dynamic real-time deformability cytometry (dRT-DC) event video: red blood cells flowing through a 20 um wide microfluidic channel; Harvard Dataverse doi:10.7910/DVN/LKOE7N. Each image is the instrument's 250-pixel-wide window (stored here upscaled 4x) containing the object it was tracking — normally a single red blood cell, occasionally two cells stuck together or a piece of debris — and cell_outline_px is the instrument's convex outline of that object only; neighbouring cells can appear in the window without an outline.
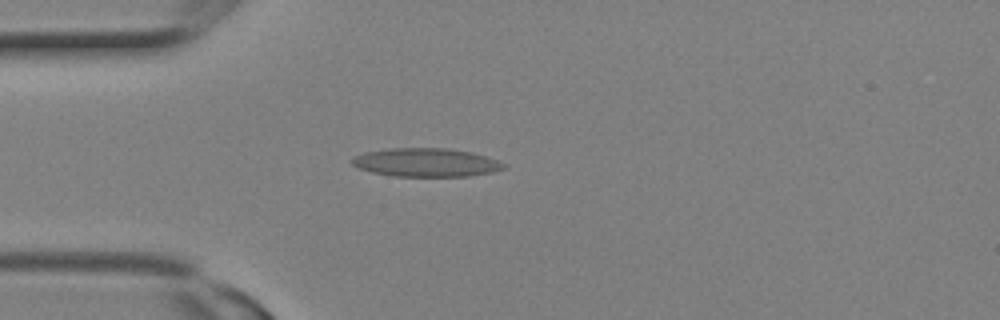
{"species": "Egyptian fruit bat (a non-hibernating species)", "species_latin": "Rousettus aegyptiacus", "temperature_condition": "room temperature", "stored_images_in_passage": 7, "camera_frame_rate_fps": 3000, "um_per_image_px": 0.085, "animal": {"sex": "female"}, "frame": {"image": 1, "passage_image": 3, "time_ms": 0.667, "image_size_px": [1000, 320], "cell_outline_px": [[508, 168], [492, 172], [468, 176], [392, 176], [372, 172], [360, 168], [352, 164], [348, 160], [352, 156], [364, 152], [388, 148], [448, 148], [472, 152], [496, 160], [504, 164]], "centroid_in_image_um": [36.17, 13.8], "position_along_channel_um": 48.8, "area_um2": 25.32}}
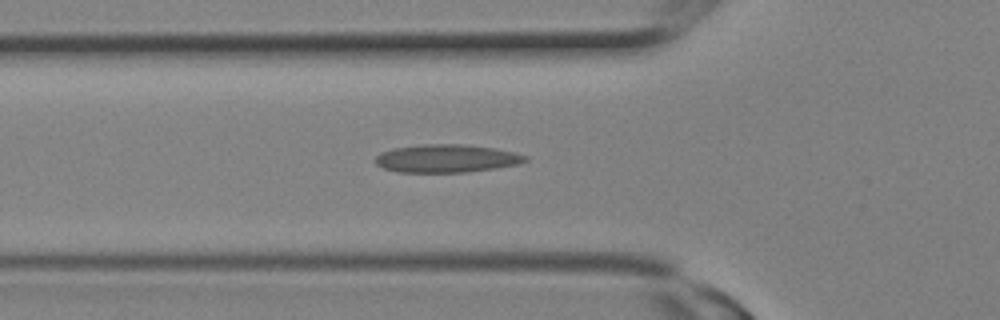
{"frame": {"image": 2, "passage_image": 5, "time_ms": 1.333, "image_size_px": [1000, 320], "cell_outline_px": [[528, 160], [520, 164], [496, 168], [464, 172], [396, 172], [384, 168], [376, 164], [376, 156], [380, 152], [392, 148], [424, 144], [464, 144], [496, 148], [528, 156]], "centroid_in_image_um": [37.96, 13.46], "position_along_channel_um": 87.8, "area_um2": 24.57}}
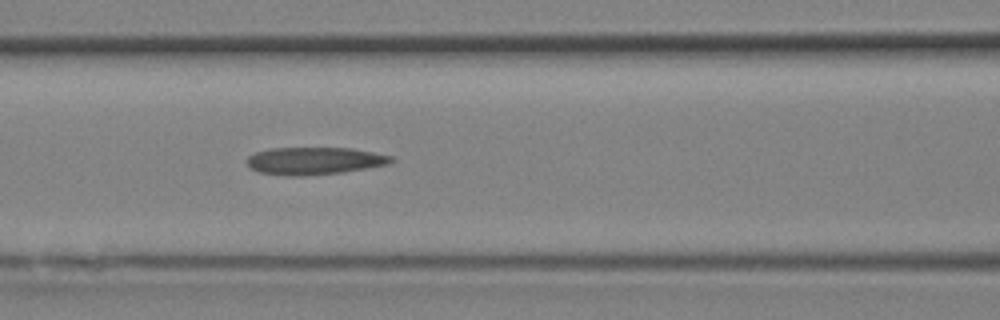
{"frame": {"image": 3, "passage_image": 7, "time_ms": 2.0, "image_size_px": [1000, 320], "cell_outline_px": [[396, 160], [388, 164], [340, 172], [300, 176], [288, 176], [260, 172], [252, 168], [244, 160], [248, 156], [256, 152], [268, 148], [352, 148], [392, 156]], "centroid_in_image_um": [26.69, 13.66], "position_along_channel_um": 139.9, "area_um2": 22.89}}